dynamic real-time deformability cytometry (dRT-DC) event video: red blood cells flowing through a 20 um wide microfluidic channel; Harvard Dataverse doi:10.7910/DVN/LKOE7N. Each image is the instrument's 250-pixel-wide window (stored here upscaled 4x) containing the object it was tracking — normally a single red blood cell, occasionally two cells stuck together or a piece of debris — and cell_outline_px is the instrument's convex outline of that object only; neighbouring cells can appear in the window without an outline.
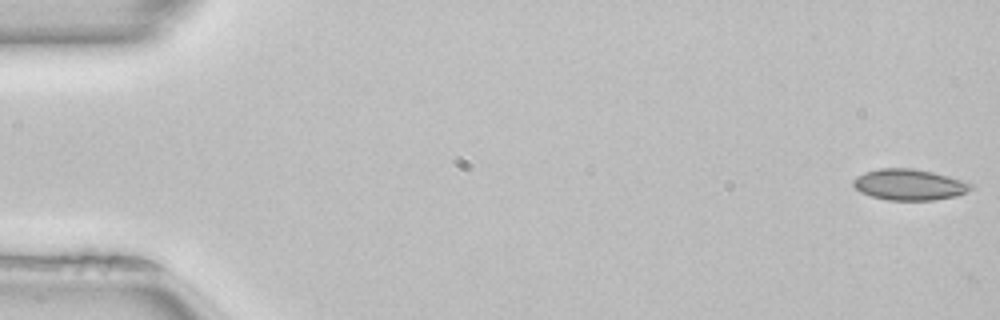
{"species": "common noctule bat (a hibernating species)", "species_latin": "Nyctalus noctula", "temperature_condition": "room temperature", "stored_images_in_passage": 8, "camera_frame_rate_fps": 3000, "um_per_image_px": 0.085, "animal": {"sex": "female", "body_mass_g": 22.7, "forearm_length_mm": 54.2}, "frame": {"image": 1, "passage_image": 1, "time_ms": 0.0, "image_size_px": [1000, 320], "cell_outline_px": [[976, 188], [968, 192], [956, 196], [932, 200], [888, 200], [872, 196], [860, 192], [852, 184], [852, 180], [856, 176], [864, 172], [880, 168], [912, 168], [932, 172], [948, 176], [972, 184]], "centroid_in_image_um": [77.29, 15.69], "position_along_channel_um": 7.7, "area_um2": 21.33}}